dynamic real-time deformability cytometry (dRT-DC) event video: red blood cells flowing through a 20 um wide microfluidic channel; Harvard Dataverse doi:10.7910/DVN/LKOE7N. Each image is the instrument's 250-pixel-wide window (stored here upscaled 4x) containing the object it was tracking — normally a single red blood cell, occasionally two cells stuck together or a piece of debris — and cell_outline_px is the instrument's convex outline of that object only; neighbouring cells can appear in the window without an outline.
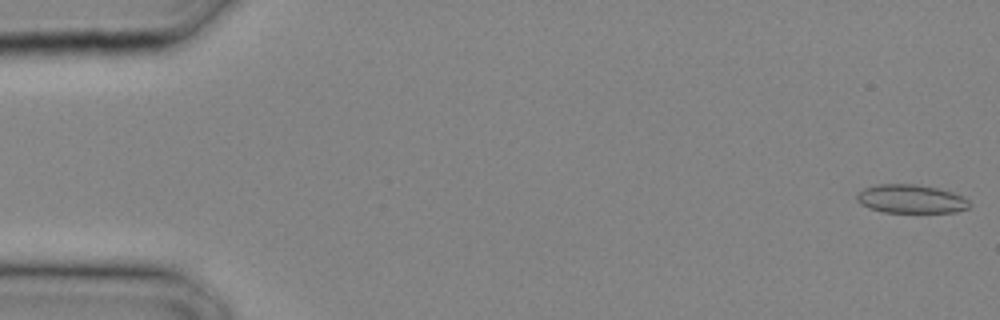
{"species": "common noctule bat (a hibernating species)", "species_latin": "Nyctalus noctula", "temperature_condition": "cold", "stored_images_in_passage": 30, "camera_frame_rate_fps": 3000, "um_per_image_px": 0.085, "animal": {"sex": "male", "body_mass_g": 20.4}, "frame": {"image": 1, "passage_image": 1, "time_ms": 0.0, "image_size_px": [1000, 320], "cell_outline_px": [[972, 204], [968, 208], [956, 212], [884, 212], [868, 208], [860, 204], [856, 200], [856, 192], [864, 188], [880, 184], [916, 184], [936, 188], [952, 192], [964, 196]], "centroid_in_image_um": [77.42, 16.91], "position_along_channel_um": 7.6, "area_um2": 18.9}}
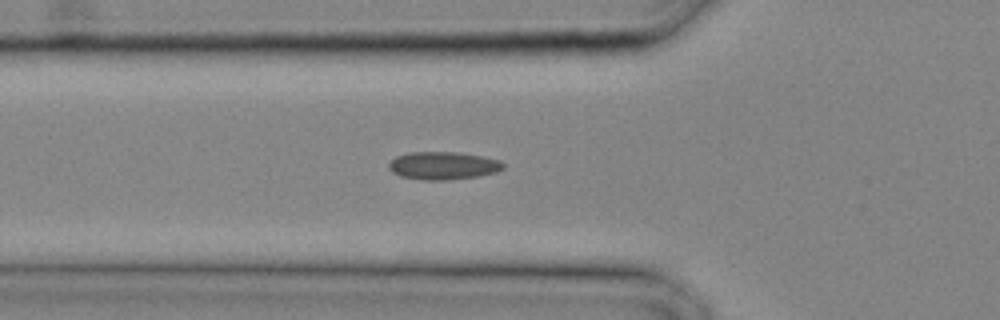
{"frame": {"image": 2, "passage_image": 11, "time_ms": 3.333, "image_size_px": [1000, 320], "cell_outline_px": [[504, 168], [496, 172], [476, 176], [448, 180], [424, 180], [400, 176], [392, 172], [388, 168], [388, 164], [396, 156], [408, 152], [460, 152], [484, 156], [500, 160], [504, 164]], "centroid_in_image_um": [37.66, 14.07], "position_along_channel_um": 88.1, "area_um2": 18.67}}
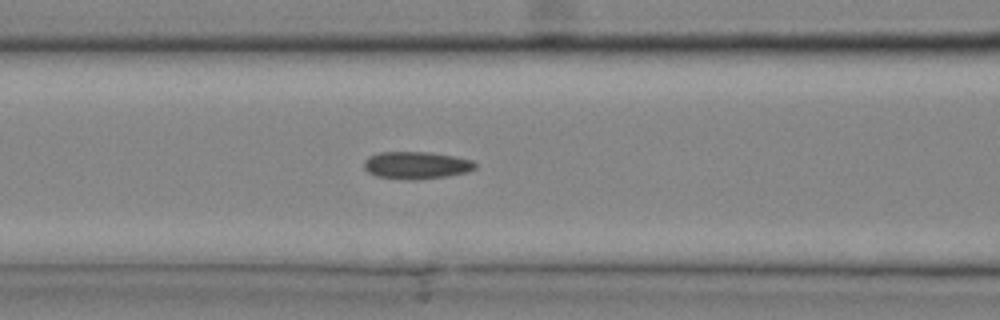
{"frame": {"image": 3, "passage_image": 13, "time_ms": 4.0, "image_size_px": [1000, 320], "cell_outline_px": [[476, 168], [468, 172], [448, 176], [416, 180], [408, 180], [376, 176], [368, 172], [364, 168], [364, 160], [368, 156], [380, 152], [428, 152], [452, 156], [472, 160], [476, 164]], "centroid_in_image_um": [35.38, 14.05], "position_along_channel_um": 131.2, "area_um2": 17.8}}